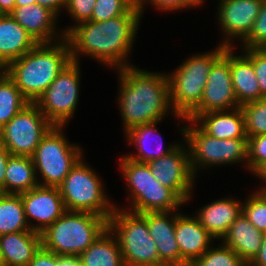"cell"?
<instances>
[{
	"mask_svg": "<svg viewBox=\"0 0 266 266\" xmlns=\"http://www.w3.org/2000/svg\"><path fill=\"white\" fill-rule=\"evenodd\" d=\"M141 19L136 4L125 15L102 22L90 20L73 27L65 35L72 61L79 63L80 57L86 56L115 70L131 66L128 59Z\"/></svg>",
	"mask_w": 266,
	"mask_h": 266,
	"instance_id": "cell-1",
	"label": "cell"
},
{
	"mask_svg": "<svg viewBox=\"0 0 266 266\" xmlns=\"http://www.w3.org/2000/svg\"><path fill=\"white\" fill-rule=\"evenodd\" d=\"M116 72L119 79L117 104L123 121V133L137 125L161 122L170 112L181 119L180 122L186 121L185 117L172 111L167 73L147 71L133 63Z\"/></svg>",
	"mask_w": 266,
	"mask_h": 266,
	"instance_id": "cell-2",
	"label": "cell"
},
{
	"mask_svg": "<svg viewBox=\"0 0 266 266\" xmlns=\"http://www.w3.org/2000/svg\"><path fill=\"white\" fill-rule=\"evenodd\" d=\"M71 61L66 38L53 43H37L9 64L8 76L23 96L30 103H35Z\"/></svg>",
	"mask_w": 266,
	"mask_h": 266,
	"instance_id": "cell-3",
	"label": "cell"
},
{
	"mask_svg": "<svg viewBox=\"0 0 266 266\" xmlns=\"http://www.w3.org/2000/svg\"><path fill=\"white\" fill-rule=\"evenodd\" d=\"M108 228V219L91 212L66 211L41 233L42 248L58 256H77Z\"/></svg>",
	"mask_w": 266,
	"mask_h": 266,
	"instance_id": "cell-4",
	"label": "cell"
},
{
	"mask_svg": "<svg viewBox=\"0 0 266 266\" xmlns=\"http://www.w3.org/2000/svg\"><path fill=\"white\" fill-rule=\"evenodd\" d=\"M227 47L218 44L214 50L194 54L168 73L169 100L176 115L187 117L199 104L212 65Z\"/></svg>",
	"mask_w": 266,
	"mask_h": 266,
	"instance_id": "cell-5",
	"label": "cell"
},
{
	"mask_svg": "<svg viewBox=\"0 0 266 266\" xmlns=\"http://www.w3.org/2000/svg\"><path fill=\"white\" fill-rule=\"evenodd\" d=\"M119 168L128 190V207L134 213L178 211L185 204L171 189L151 174L147 163L135 162L122 155Z\"/></svg>",
	"mask_w": 266,
	"mask_h": 266,
	"instance_id": "cell-6",
	"label": "cell"
},
{
	"mask_svg": "<svg viewBox=\"0 0 266 266\" xmlns=\"http://www.w3.org/2000/svg\"><path fill=\"white\" fill-rule=\"evenodd\" d=\"M184 123L187 125L179 126V131L189 149L195 176L201 169L213 165L230 166L242 162L247 168L248 138L217 139L205 133L193 120L186 119Z\"/></svg>",
	"mask_w": 266,
	"mask_h": 266,
	"instance_id": "cell-7",
	"label": "cell"
},
{
	"mask_svg": "<svg viewBox=\"0 0 266 266\" xmlns=\"http://www.w3.org/2000/svg\"><path fill=\"white\" fill-rule=\"evenodd\" d=\"M82 157L58 186L66 211L91 212L110 218L115 203L104 190L100 175Z\"/></svg>",
	"mask_w": 266,
	"mask_h": 266,
	"instance_id": "cell-8",
	"label": "cell"
},
{
	"mask_svg": "<svg viewBox=\"0 0 266 266\" xmlns=\"http://www.w3.org/2000/svg\"><path fill=\"white\" fill-rule=\"evenodd\" d=\"M115 205L108 228L118 240L125 266H159L157 246L150 236L146 219Z\"/></svg>",
	"mask_w": 266,
	"mask_h": 266,
	"instance_id": "cell-9",
	"label": "cell"
},
{
	"mask_svg": "<svg viewBox=\"0 0 266 266\" xmlns=\"http://www.w3.org/2000/svg\"><path fill=\"white\" fill-rule=\"evenodd\" d=\"M64 128L66 126H52L42 137L32 156L38 184L41 186L58 187L84 157L82 147L70 143L65 137Z\"/></svg>",
	"mask_w": 266,
	"mask_h": 266,
	"instance_id": "cell-10",
	"label": "cell"
},
{
	"mask_svg": "<svg viewBox=\"0 0 266 266\" xmlns=\"http://www.w3.org/2000/svg\"><path fill=\"white\" fill-rule=\"evenodd\" d=\"M80 62L71 61L35 104L53 126H66L79 102Z\"/></svg>",
	"mask_w": 266,
	"mask_h": 266,
	"instance_id": "cell-11",
	"label": "cell"
},
{
	"mask_svg": "<svg viewBox=\"0 0 266 266\" xmlns=\"http://www.w3.org/2000/svg\"><path fill=\"white\" fill-rule=\"evenodd\" d=\"M52 126L38 106L29 103L0 129V143L13 156L32 157Z\"/></svg>",
	"mask_w": 266,
	"mask_h": 266,
	"instance_id": "cell-12",
	"label": "cell"
},
{
	"mask_svg": "<svg viewBox=\"0 0 266 266\" xmlns=\"http://www.w3.org/2000/svg\"><path fill=\"white\" fill-rule=\"evenodd\" d=\"M172 152L147 163L161 185L171 189L185 204L191 201L196 176L192 172L190 153L184 141Z\"/></svg>",
	"mask_w": 266,
	"mask_h": 266,
	"instance_id": "cell-13",
	"label": "cell"
},
{
	"mask_svg": "<svg viewBox=\"0 0 266 266\" xmlns=\"http://www.w3.org/2000/svg\"><path fill=\"white\" fill-rule=\"evenodd\" d=\"M240 107L236 99L230 71V47L212 65L200 104L186 117L194 120L198 115Z\"/></svg>",
	"mask_w": 266,
	"mask_h": 266,
	"instance_id": "cell-14",
	"label": "cell"
},
{
	"mask_svg": "<svg viewBox=\"0 0 266 266\" xmlns=\"http://www.w3.org/2000/svg\"><path fill=\"white\" fill-rule=\"evenodd\" d=\"M262 2L263 0H218L216 18L224 35L219 44L234 47V40L242 42L251 32Z\"/></svg>",
	"mask_w": 266,
	"mask_h": 266,
	"instance_id": "cell-15",
	"label": "cell"
},
{
	"mask_svg": "<svg viewBox=\"0 0 266 266\" xmlns=\"http://www.w3.org/2000/svg\"><path fill=\"white\" fill-rule=\"evenodd\" d=\"M20 195L26 221L35 232L42 233L66 212L58 187L38 185Z\"/></svg>",
	"mask_w": 266,
	"mask_h": 266,
	"instance_id": "cell-16",
	"label": "cell"
},
{
	"mask_svg": "<svg viewBox=\"0 0 266 266\" xmlns=\"http://www.w3.org/2000/svg\"><path fill=\"white\" fill-rule=\"evenodd\" d=\"M179 211H176L175 238L180 251V266H190L215 240L195 216Z\"/></svg>",
	"mask_w": 266,
	"mask_h": 266,
	"instance_id": "cell-17",
	"label": "cell"
},
{
	"mask_svg": "<svg viewBox=\"0 0 266 266\" xmlns=\"http://www.w3.org/2000/svg\"><path fill=\"white\" fill-rule=\"evenodd\" d=\"M141 215L146 219L150 236L156 243L159 266H180V251L175 238L176 211L145 212Z\"/></svg>",
	"mask_w": 266,
	"mask_h": 266,
	"instance_id": "cell-18",
	"label": "cell"
},
{
	"mask_svg": "<svg viewBox=\"0 0 266 266\" xmlns=\"http://www.w3.org/2000/svg\"><path fill=\"white\" fill-rule=\"evenodd\" d=\"M10 15L27 31L36 43H53L65 38L64 29L56 28L58 16L37 3L15 6ZM61 31V32H59Z\"/></svg>",
	"mask_w": 266,
	"mask_h": 266,
	"instance_id": "cell-19",
	"label": "cell"
},
{
	"mask_svg": "<svg viewBox=\"0 0 266 266\" xmlns=\"http://www.w3.org/2000/svg\"><path fill=\"white\" fill-rule=\"evenodd\" d=\"M198 209L195 217L215 240L220 241L231 224L242 214V201L230 196L214 200Z\"/></svg>",
	"mask_w": 266,
	"mask_h": 266,
	"instance_id": "cell-20",
	"label": "cell"
},
{
	"mask_svg": "<svg viewBox=\"0 0 266 266\" xmlns=\"http://www.w3.org/2000/svg\"><path fill=\"white\" fill-rule=\"evenodd\" d=\"M158 123L160 122L137 125L130 128L124 133L128 145H135V149L137 148L136 154H124L126 158L135 162L148 163L152 160L158 159L166 154H169L179 145V142L174 143L173 141L172 145L170 144L169 146L163 147V138L157 130L158 128H156ZM155 135H158L159 137L157 138ZM154 136L158 140V143H154L157 144V146L154 144H150L152 142L150 140H152Z\"/></svg>",
	"mask_w": 266,
	"mask_h": 266,
	"instance_id": "cell-21",
	"label": "cell"
},
{
	"mask_svg": "<svg viewBox=\"0 0 266 266\" xmlns=\"http://www.w3.org/2000/svg\"><path fill=\"white\" fill-rule=\"evenodd\" d=\"M205 133L217 139L248 138L245 134L244 115L240 107L211 111L193 120Z\"/></svg>",
	"mask_w": 266,
	"mask_h": 266,
	"instance_id": "cell-22",
	"label": "cell"
},
{
	"mask_svg": "<svg viewBox=\"0 0 266 266\" xmlns=\"http://www.w3.org/2000/svg\"><path fill=\"white\" fill-rule=\"evenodd\" d=\"M220 241L237 253L245 263H251L262 246L263 233L241 214Z\"/></svg>",
	"mask_w": 266,
	"mask_h": 266,
	"instance_id": "cell-23",
	"label": "cell"
},
{
	"mask_svg": "<svg viewBox=\"0 0 266 266\" xmlns=\"http://www.w3.org/2000/svg\"><path fill=\"white\" fill-rule=\"evenodd\" d=\"M41 247V233L33 230L0 235L6 266H27Z\"/></svg>",
	"mask_w": 266,
	"mask_h": 266,
	"instance_id": "cell-24",
	"label": "cell"
},
{
	"mask_svg": "<svg viewBox=\"0 0 266 266\" xmlns=\"http://www.w3.org/2000/svg\"><path fill=\"white\" fill-rule=\"evenodd\" d=\"M36 41L10 15L0 14V57L8 64L29 52Z\"/></svg>",
	"mask_w": 266,
	"mask_h": 266,
	"instance_id": "cell-25",
	"label": "cell"
},
{
	"mask_svg": "<svg viewBox=\"0 0 266 266\" xmlns=\"http://www.w3.org/2000/svg\"><path fill=\"white\" fill-rule=\"evenodd\" d=\"M234 49L230 47V71L238 104L241 106L264 98L252 62L243 53L235 55Z\"/></svg>",
	"mask_w": 266,
	"mask_h": 266,
	"instance_id": "cell-26",
	"label": "cell"
},
{
	"mask_svg": "<svg viewBox=\"0 0 266 266\" xmlns=\"http://www.w3.org/2000/svg\"><path fill=\"white\" fill-rule=\"evenodd\" d=\"M78 258L81 266H125L118 240L109 228Z\"/></svg>",
	"mask_w": 266,
	"mask_h": 266,
	"instance_id": "cell-27",
	"label": "cell"
},
{
	"mask_svg": "<svg viewBox=\"0 0 266 266\" xmlns=\"http://www.w3.org/2000/svg\"><path fill=\"white\" fill-rule=\"evenodd\" d=\"M38 185L32 157L11 155L5 170V194H20Z\"/></svg>",
	"mask_w": 266,
	"mask_h": 266,
	"instance_id": "cell-28",
	"label": "cell"
},
{
	"mask_svg": "<svg viewBox=\"0 0 266 266\" xmlns=\"http://www.w3.org/2000/svg\"><path fill=\"white\" fill-rule=\"evenodd\" d=\"M30 230L21 195L0 193V235Z\"/></svg>",
	"mask_w": 266,
	"mask_h": 266,
	"instance_id": "cell-29",
	"label": "cell"
},
{
	"mask_svg": "<svg viewBox=\"0 0 266 266\" xmlns=\"http://www.w3.org/2000/svg\"><path fill=\"white\" fill-rule=\"evenodd\" d=\"M30 102L7 76L0 82V129Z\"/></svg>",
	"mask_w": 266,
	"mask_h": 266,
	"instance_id": "cell-30",
	"label": "cell"
},
{
	"mask_svg": "<svg viewBox=\"0 0 266 266\" xmlns=\"http://www.w3.org/2000/svg\"><path fill=\"white\" fill-rule=\"evenodd\" d=\"M247 137L266 134V98L242 104Z\"/></svg>",
	"mask_w": 266,
	"mask_h": 266,
	"instance_id": "cell-31",
	"label": "cell"
},
{
	"mask_svg": "<svg viewBox=\"0 0 266 266\" xmlns=\"http://www.w3.org/2000/svg\"><path fill=\"white\" fill-rule=\"evenodd\" d=\"M222 244V245H221ZM212 245L190 266H242L245 262L231 248L221 243Z\"/></svg>",
	"mask_w": 266,
	"mask_h": 266,
	"instance_id": "cell-32",
	"label": "cell"
},
{
	"mask_svg": "<svg viewBox=\"0 0 266 266\" xmlns=\"http://www.w3.org/2000/svg\"><path fill=\"white\" fill-rule=\"evenodd\" d=\"M242 214L259 231L266 228V192L256 190L242 202Z\"/></svg>",
	"mask_w": 266,
	"mask_h": 266,
	"instance_id": "cell-33",
	"label": "cell"
},
{
	"mask_svg": "<svg viewBox=\"0 0 266 266\" xmlns=\"http://www.w3.org/2000/svg\"><path fill=\"white\" fill-rule=\"evenodd\" d=\"M135 0H97L91 21L102 22L127 14L135 5Z\"/></svg>",
	"mask_w": 266,
	"mask_h": 266,
	"instance_id": "cell-34",
	"label": "cell"
},
{
	"mask_svg": "<svg viewBox=\"0 0 266 266\" xmlns=\"http://www.w3.org/2000/svg\"><path fill=\"white\" fill-rule=\"evenodd\" d=\"M97 0H66V12L70 14L71 19L75 22L74 25L66 27L63 30L66 35L73 27L80 23L90 21L94 5Z\"/></svg>",
	"mask_w": 266,
	"mask_h": 266,
	"instance_id": "cell-35",
	"label": "cell"
},
{
	"mask_svg": "<svg viewBox=\"0 0 266 266\" xmlns=\"http://www.w3.org/2000/svg\"><path fill=\"white\" fill-rule=\"evenodd\" d=\"M266 42V0H263L260 12L249 35L240 43L241 48H259ZM242 43V44H241Z\"/></svg>",
	"mask_w": 266,
	"mask_h": 266,
	"instance_id": "cell-36",
	"label": "cell"
},
{
	"mask_svg": "<svg viewBox=\"0 0 266 266\" xmlns=\"http://www.w3.org/2000/svg\"><path fill=\"white\" fill-rule=\"evenodd\" d=\"M264 161H266V134L248 137V171L252 173Z\"/></svg>",
	"mask_w": 266,
	"mask_h": 266,
	"instance_id": "cell-37",
	"label": "cell"
},
{
	"mask_svg": "<svg viewBox=\"0 0 266 266\" xmlns=\"http://www.w3.org/2000/svg\"><path fill=\"white\" fill-rule=\"evenodd\" d=\"M241 52L252 62L261 95L266 98V54L259 48H242Z\"/></svg>",
	"mask_w": 266,
	"mask_h": 266,
	"instance_id": "cell-38",
	"label": "cell"
},
{
	"mask_svg": "<svg viewBox=\"0 0 266 266\" xmlns=\"http://www.w3.org/2000/svg\"><path fill=\"white\" fill-rule=\"evenodd\" d=\"M147 3V4H146ZM153 5L157 10L164 11V12H175L180 10H186L190 8H198L201 6L196 0H139L137 2L138 8L142 14L144 15V10H146L145 5L149 4Z\"/></svg>",
	"mask_w": 266,
	"mask_h": 266,
	"instance_id": "cell-39",
	"label": "cell"
},
{
	"mask_svg": "<svg viewBox=\"0 0 266 266\" xmlns=\"http://www.w3.org/2000/svg\"><path fill=\"white\" fill-rule=\"evenodd\" d=\"M27 266H59V256L41 247Z\"/></svg>",
	"mask_w": 266,
	"mask_h": 266,
	"instance_id": "cell-40",
	"label": "cell"
},
{
	"mask_svg": "<svg viewBox=\"0 0 266 266\" xmlns=\"http://www.w3.org/2000/svg\"><path fill=\"white\" fill-rule=\"evenodd\" d=\"M11 154L0 143V193L5 194V170Z\"/></svg>",
	"mask_w": 266,
	"mask_h": 266,
	"instance_id": "cell-41",
	"label": "cell"
},
{
	"mask_svg": "<svg viewBox=\"0 0 266 266\" xmlns=\"http://www.w3.org/2000/svg\"><path fill=\"white\" fill-rule=\"evenodd\" d=\"M36 3L53 11L58 17L66 8V0H36Z\"/></svg>",
	"mask_w": 266,
	"mask_h": 266,
	"instance_id": "cell-42",
	"label": "cell"
},
{
	"mask_svg": "<svg viewBox=\"0 0 266 266\" xmlns=\"http://www.w3.org/2000/svg\"><path fill=\"white\" fill-rule=\"evenodd\" d=\"M251 264L253 266H266V236H263L262 246Z\"/></svg>",
	"mask_w": 266,
	"mask_h": 266,
	"instance_id": "cell-43",
	"label": "cell"
},
{
	"mask_svg": "<svg viewBox=\"0 0 266 266\" xmlns=\"http://www.w3.org/2000/svg\"><path fill=\"white\" fill-rule=\"evenodd\" d=\"M252 175H255L263 184V186L260 188L258 187L259 191H266V161H264L262 164H260L252 173Z\"/></svg>",
	"mask_w": 266,
	"mask_h": 266,
	"instance_id": "cell-44",
	"label": "cell"
},
{
	"mask_svg": "<svg viewBox=\"0 0 266 266\" xmlns=\"http://www.w3.org/2000/svg\"><path fill=\"white\" fill-rule=\"evenodd\" d=\"M59 266H81L77 256H59Z\"/></svg>",
	"mask_w": 266,
	"mask_h": 266,
	"instance_id": "cell-45",
	"label": "cell"
},
{
	"mask_svg": "<svg viewBox=\"0 0 266 266\" xmlns=\"http://www.w3.org/2000/svg\"><path fill=\"white\" fill-rule=\"evenodd\" d=\"M15 8V0H0V14H10Z\"/></svg>",
	"mask_w": 266,
	"mask_h": 266,
	"instance_id": "cell-46",
	"label": "cell"
},
{
	"mask_svg": "<svg viewBox=\"0 0 266 266\" xmlns=\"http://www.w3.org/2000/svg\"><path fill=\"white\" fill-rule=\"evenodd\" d=\"M9 64L0 57V82L8 76Z\"/></svg>",
	"mask_w": 266,
	"mask_h": 266,
	"instance_id": "cell-47",
	"label": "cell"
},
{
	"mask_svg": "<svg viewBox=\"0 0 266 266\" xmlns=\"http://www.w3.org/2000/svg\"><path fill=\"white\" fill-rule=\"evenodd\" d=\"M36 3V0H15V6H27Z\"/></svg>",
	"mask_w": 266,
	"mask_h": 266,
	"instance_id": "cell-48",
	"label": "cell"
},
{
	"mask_svg": "<svg viewBox=\"0 0 266 266\" xmlns=\"http://www.w3.org/2000/svg\"><path fill=\"white\" fill-rule=\"evenodd\" d=\"M0 266H6V264H5V260H4V257H3V255H2L1 250H0Z\"/></svg>",
	"mask_w": 266,
	"mask_h": 266,
	"instance_id": "cell-49",
	"label": "cell"
},
{
	"mask_svg": "<svg viewBox=\"0 0 266 266\" xmlns=\"http://www.w3.org/2000/svg\"><path fill=\"white\" fill-rule=\"evenodd\" d=\"M259 49L266 54V42Z\"/></svg>",
	"mask_w": 266,
	"mask_h": 266,
	"instance_id": "cell-50",
	"label": "cell"
},
{
	"mask_svg": "<svg viewBox=\"0 0 266 266\" xmlns=\"http://www.w3.org/2000/svg\"><path fill=\"white\" fill-rule=\"evenodd\" d=\"M201 6H202V4H204V1H206V0H196Z\"/></svg>",
	"mask_w": 266,
	"mask_h": 266,
	"instance_id": "cell-51",
	"label": "cell"
},
{
	"mask_svg": "<svg viewBox=\"0 0 266 266\" xmlns=\"http://www.w3.org/2000/svg\"><path fill=\"white\" fill-rule=\"evenodd\" d=\"M242 266H253L251 263H244Z\"/></svg>",
	"mask_w": 266,
	"mask_h": 266,
	"instance_id": "cell-52",
	"label": "cell"
},
{
	"mask_svg": "<svg viewBox=\"0 0 266 266\" xmlns=\"http://www.w3.org/2000/svg\"><path fill=\"white\" fill-rule=\"evenodd\" d=\"M262 233H263V236H266V228L264 229Z\"/></svg>",
	"mask_w": 266,
	"mask_h": 266,
	"instance_id": "cell-53",
	"label": "cell"
}]
</instances>
